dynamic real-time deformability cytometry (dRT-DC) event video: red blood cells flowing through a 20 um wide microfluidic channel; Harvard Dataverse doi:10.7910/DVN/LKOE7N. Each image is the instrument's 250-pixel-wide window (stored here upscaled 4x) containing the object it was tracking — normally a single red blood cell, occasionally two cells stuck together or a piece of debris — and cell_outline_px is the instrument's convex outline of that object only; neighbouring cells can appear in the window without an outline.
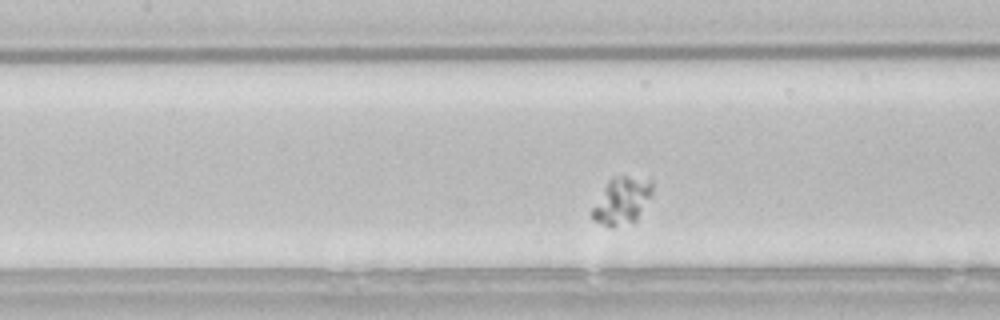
{"species": "common noctule bat (a hibernating species)", "species_latin": "Nyctalus noctula", "temperature_condition": "room temperature", "stored_images_in_passage": 4, "camera_frame_rate_fps": 3000, "um_per_image_px": 0.085, "animal": {"sex": "male", "body_mass_g": 21.5, "forearm_length_mm": 52.0}, "frame": {"image": 1, "passage_image": 4, "time_ms": 1.0, "image_size_px": [1000, 320], "cell_outline_px": [[652, 196], [636, 220], [616, 224], [604, 224], [592, 220], [592, 208], [604, 188], [612, 180], [620, 176], [624, 176], [652, 180]], "centroid_in_image_um": [52.9, 17.04], "position_along_channel_um": 154.5, "area_um2": 15.61}}